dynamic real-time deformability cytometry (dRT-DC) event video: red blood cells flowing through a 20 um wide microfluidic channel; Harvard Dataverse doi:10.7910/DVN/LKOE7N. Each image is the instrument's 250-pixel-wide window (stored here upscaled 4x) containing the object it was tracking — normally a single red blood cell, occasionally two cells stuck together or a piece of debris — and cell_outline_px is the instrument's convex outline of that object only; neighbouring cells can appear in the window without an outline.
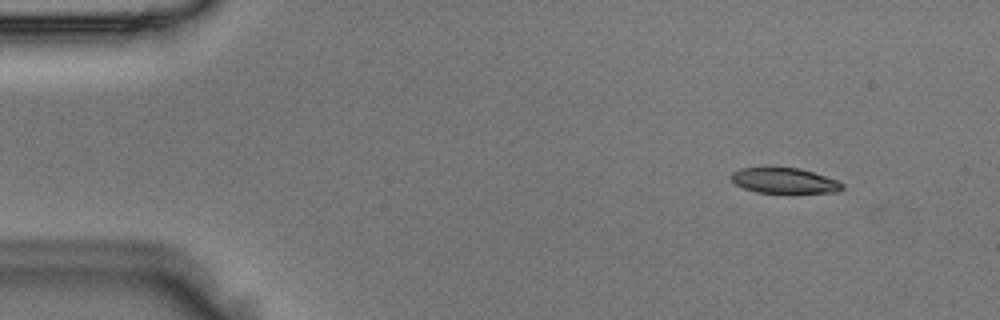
{"species": "Egyptian fruit bat (a non-hibernating species)", "species_latin": "Rousettus aegyptiacus", "temperature_condition": "room temperature", "stored_images_in_passage": 5, "camera_frame_rate_fps": 3000, "um_per_image_px": 0.085, "animal": {"sex": "male"}, "frame": {"image": 1, "passage_image": 1, "time_ms": 0.0, "image_size_px": [1000, 320], "cell_outline_px": [[844, 188], [836, 192], [792, 196], [756, 192], [744, 188], [736, 184], [732, 180], [732, 172], [740, 168], [772, 164], [800, 168], [836, 180], [844, 184]], "centroid_in_image_um": [66.67, 15.36], "position_along_channel_um": 18.3, "area_um2": 18.03}}
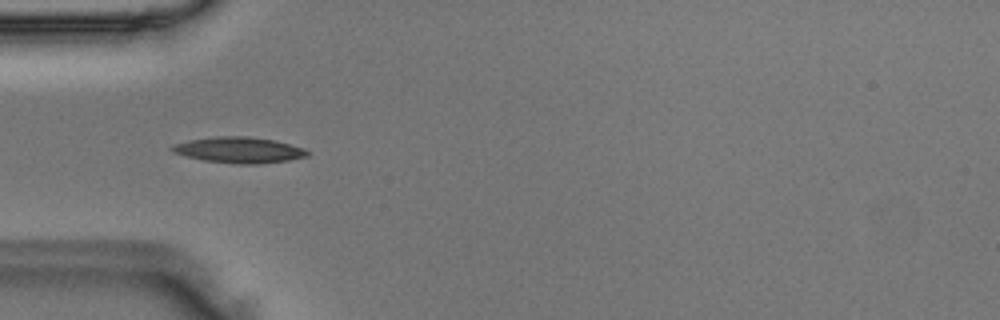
{"frame": {"image": 2, "passage_image": 4, "time_ms": 1.0, "image_size_px": [1000, 320], "cell_outline_px": [[308, 156], [288, 160], [260, 164], [236, 164], [204, 160], [172, 152], [168, 148], [172, 144], [188, 140], [216, 136], [248, 136], [276, 140], [304, 148], [308, 152]], "centroid_in_image_um": [20.3, 12.74], "position_along_channel_um": 64.7, "area_um2": 20.52}}
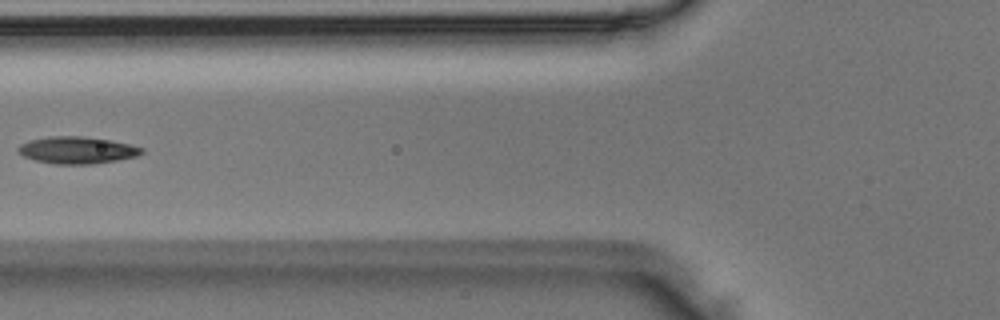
{"frame": {"image": 3, "passage_image": 5, "time_ms": 1.333, "image_size_px": [1000, 320], "cell_outline_px": [[144, 152], [136, 156], [116, 160], [92, 164], [56, 164], [36, 160], [24, 156], [16, 152], [16, 148], [20, 144], [28, 140], [48, 136], [84, 136], [108, 140], [128, 144], [144, 148]], "centroid_in_image_um": [6.5, 12.75], "position_along_channel_um": 119.3, "area_um2": 19.42}}